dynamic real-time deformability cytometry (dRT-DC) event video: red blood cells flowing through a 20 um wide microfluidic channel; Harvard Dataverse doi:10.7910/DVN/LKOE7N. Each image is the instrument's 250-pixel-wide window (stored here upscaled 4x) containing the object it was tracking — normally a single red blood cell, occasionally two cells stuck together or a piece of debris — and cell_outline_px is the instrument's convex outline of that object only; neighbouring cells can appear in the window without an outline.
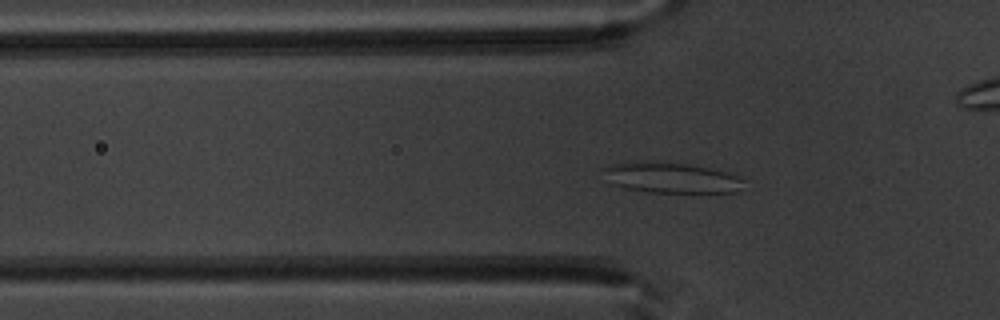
{"species": "common noctule bat (a hibernating species)", "species_latin": "Nyctalus noctula", "temperature_condition": "warm", "stored_images_in_passage": 50, "camera_frame_rate_fps": 3000, "um_per_image_px": 0.085, "animal": {"sex": "male", "body_mass_g": 20.1, "forearm_length_mm": 53.5}, "frame": {"image": 1, "passage_image": 15, "time_ms": 4.667, "image_size_px": [1000, 320], "cell_outline_px": [[744, 180], [740, 192], [700, 196], [648, 192], [624, 188], [612, 184], [600, 168], [624, 160], [628, 160], [688, 164], [708, 168], [724, 172], [736, 176]], "centroid_in_image_um": [57.08, 15.16], "position_along_channel_um": 68.7, "area_um2": 26.36}}
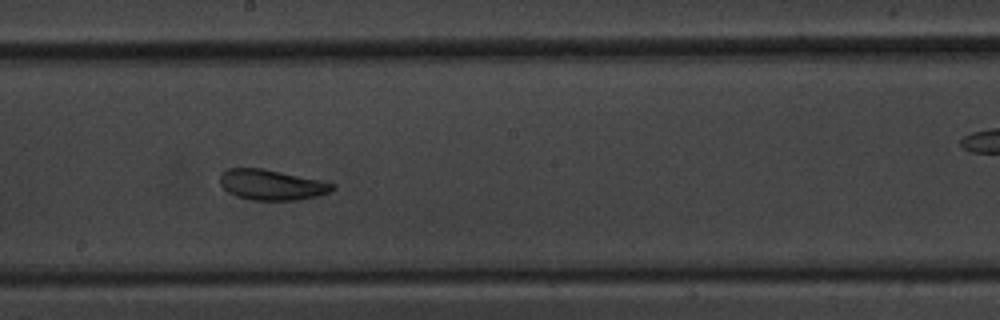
{"frame": {"image": 2, "passage_image": 27, "time_ms": 8.667, "image_size_px": [1000, 320], "cell_outline_px": [[336, 188], [328, 192], [316, 196], [296, 200], [252, 200], [236, 196], [228, 192], [220, 184], [220, 172], [228, 168], [264, 168], [324, 180], [336, 184]], "centroid_in_image_um": [23.1, 15.69], "position_along_channel_um": 225.1, "area_um2": 20.23}}
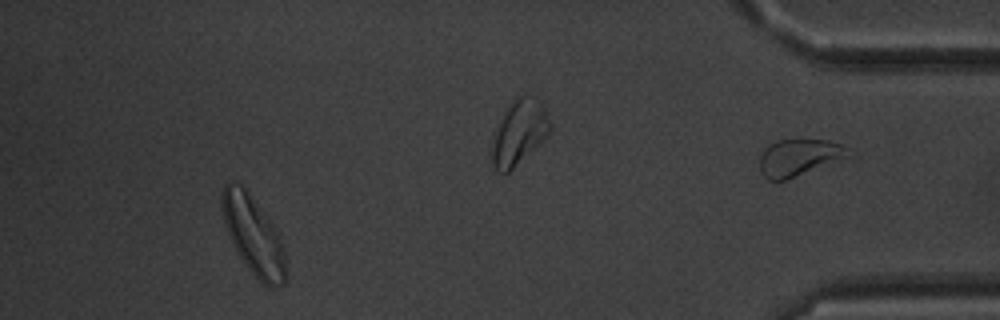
{"frame": {"image": 3, "passage_image": 46, "time_ms": 15.0, "image_size_px": [1000, 320], "cell_outline_px": [[288, 276], [284, 284], [272, 288], [264, 284], [244, 264], [236, 252], [228, 236], [224, 224], [220, 204], [220, 192], [224, 184], [232, 180], [240, 184], [244, 188], [276, 228], [284, 244], [288, 268]], "centroid_in_image_um": [21.54, 20.03], "position_along_channel_um": 413.7, "area_um2": 29.88}, "authors_computed_cell_mechanics": {"area_um2": 24.1893, "velocity_mm_per_s": 3.9189, "shape_relaxation_time_tau1_ms": 3.996, "shape_relaxation_time_tau2_ms": 1.5688, "deformation_change_tau1": 0.0986, "deformation_change_tau2": 0.0763}}